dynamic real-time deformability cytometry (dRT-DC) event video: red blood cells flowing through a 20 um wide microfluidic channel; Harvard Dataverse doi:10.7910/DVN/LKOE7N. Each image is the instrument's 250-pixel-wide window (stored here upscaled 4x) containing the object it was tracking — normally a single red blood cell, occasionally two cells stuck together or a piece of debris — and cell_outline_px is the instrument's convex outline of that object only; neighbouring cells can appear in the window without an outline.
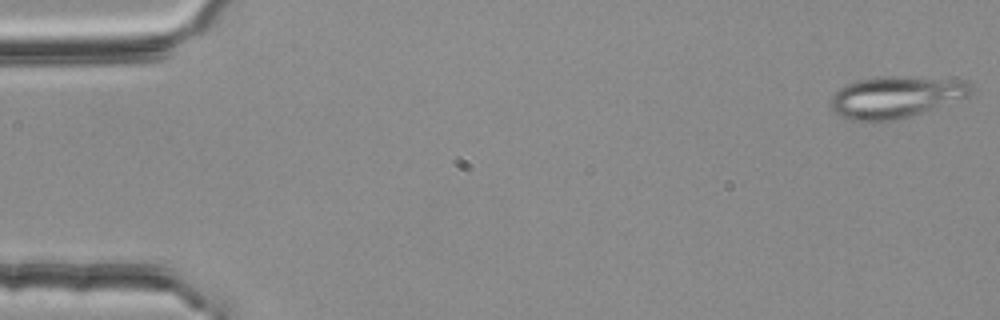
{"species": "common noctule bat (a hibernating species)", "species_latin": "Nyctalus noctula", "temperature_condition": "room temperature", "stored_images_in_passage": 14, "camera_frame_rate_fps": 3000, "um_per_image_px": 0.085, "animal": {"sex": "female", "body_mass_g": 25.1}, "frame": {"image": 1, "passage_image": 1, "time_ms": 0.0, "image_size_px": [1000, 320], "cell_outline_px": [[972, 92], [968, 96], [896, 120], [872, 124], [852, 120], [840, 116], [832, 108], [832, 96], [836, 88], [856, 80], [876, 76], [908, 76], [964, 80], [972, 84]], "centroid_in_image_um": [76.08, 8.24], "position_along_channel_um": 8.9, "area_um2": 34.45}}